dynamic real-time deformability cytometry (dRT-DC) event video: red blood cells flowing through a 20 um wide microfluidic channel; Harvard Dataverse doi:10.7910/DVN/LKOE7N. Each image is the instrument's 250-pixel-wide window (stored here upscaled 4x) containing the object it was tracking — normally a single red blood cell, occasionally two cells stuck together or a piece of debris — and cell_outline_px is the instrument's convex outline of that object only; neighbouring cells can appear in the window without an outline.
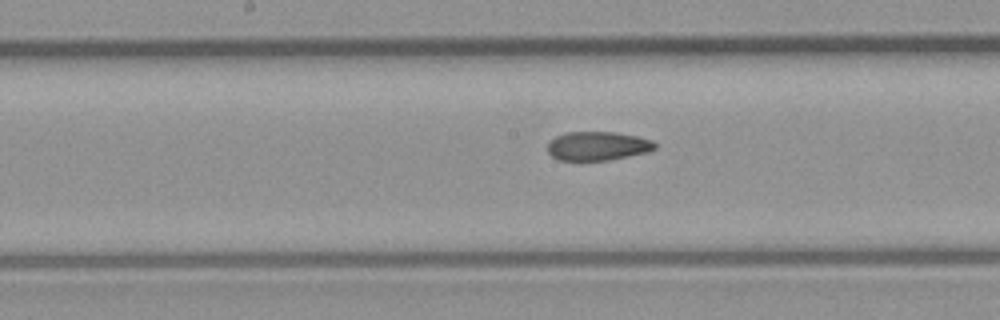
{"species": "common noctule bat (a hibernating species)", "species_latin": "Nyctalus noctula", "temperature_condition": "room temperature", "stored_images_in_passage": 24, "camera_frame_rate_fps": 3000, "um_per_image_px": 0.085, "animal": {"sex": "male", "body_mass_g": 23.1, "forearm_length_mm": 52.7}, "frame": {"image": 1, "passage_image": 11, "time_ms": 3.333, "image_size_px": [1000, 320], "cell_outline_px": [[656, 148], [648, 152], [608, 160], [560, 160], [552, 156], [548, 152], [548, 144], [556, 136], [564, 132], [616, 132], [636, 136], [652, 140], [656, 144]], "centroid_in_image_um": [50.81, 12.4], "position_along_channel_um": 197.4, "area_um2": 17.98}}
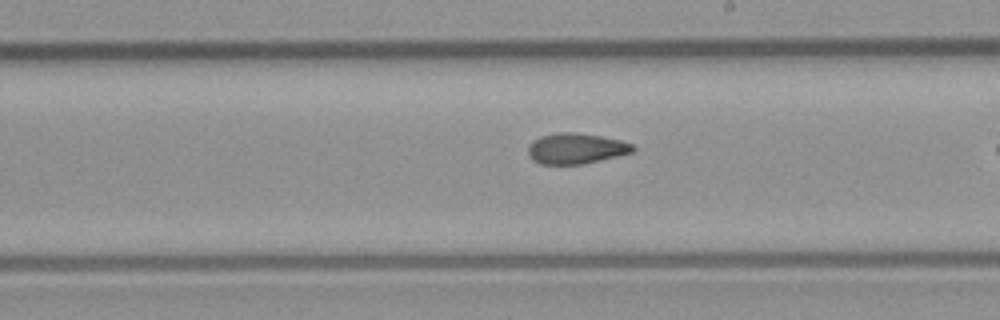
{"frame": {"image": 2, "passage_image": 14, "time_ms": 4.333, "image_size_px": [1000, 320], "cell_outline_px": [[636, 148], [632, 152], [616, 156], [580, 164], [540, 164], [532, 160], [528, 152], [528, 148], [532, 140], [540, 136], [556, 132], [576, 132], [600, 136], [620, 140], [632, 144]], "centroid_in_image_um": [48.92, 12.61], "position_along_channel_um": 240.1, "area_um2": 18.61}}
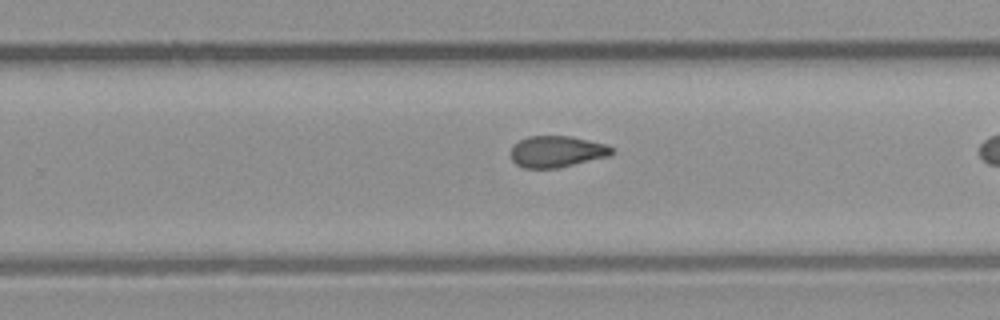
{"frame": {"image": 3, "passage_image": 17, "time_ms": 5.333, "image_size_px": [1000, 320], "cell_outline_px": [[616, 152], [608, 156], [556, 168], [524, 168], [516, 164], [508, 156], [508, 152], [512, 144], [528, 136], [568, 136], [588, 140], [604, 144], [612, 148]], "centroid_in_image_um": [47.24, 12.88], "position_along_channel_um": 282.6, "area_um2": 18.55}}